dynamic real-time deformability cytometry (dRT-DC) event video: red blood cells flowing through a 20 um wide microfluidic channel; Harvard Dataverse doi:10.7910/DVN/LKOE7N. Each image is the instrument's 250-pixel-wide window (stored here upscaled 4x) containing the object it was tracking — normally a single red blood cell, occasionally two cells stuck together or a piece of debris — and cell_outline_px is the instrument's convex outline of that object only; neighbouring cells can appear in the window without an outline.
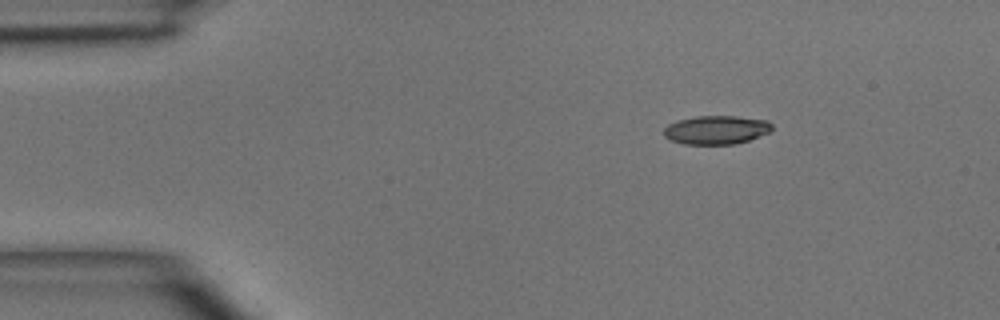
{"species": "common noctule bat (a hibernating species)", "species_latin": "Nyctalus noctula", "temperature_condition": "room temperature", "stored_images_in_passage": 3, "camera_frame_rate_fps": 3000, "um_per_image_px": 0.085, "animal": {"sex": "male", "body_mass_g": 15.6}, "frame": {"image": 1, "passage_image": 1, "time_ms": 0.0, "image_size_px": [1000, 320], "cell_outline_px": [[772, 128], [768, 132], [748, 140], [732, 144], [684, 144], [672, 140], [664, 136], [664, 128], [668, 124], [676, 120], [696, 116], [736, 116], [768, 120], [772, 124]], "centroid_in_image_um": [60.86, 11.03], "position_along_channel_um": 24.1, "area_um2": 17.98}}
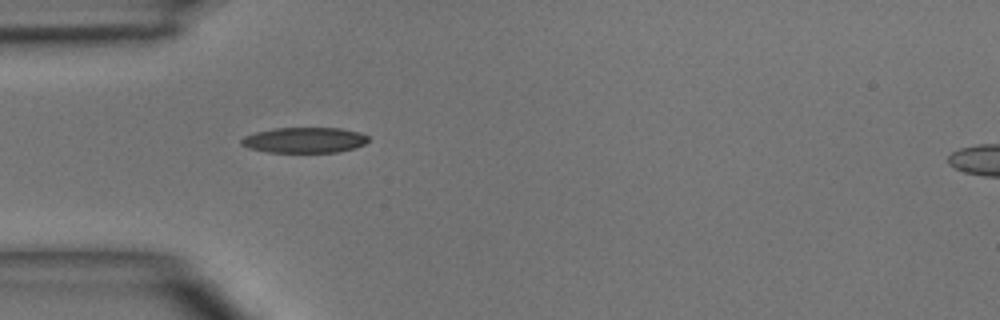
{"frame": {"image": 2, "passage_image": 3, "time_ms": 2.333, "image_size_px": [1000, 320], "cell_outline_px": [[368, 140], [364, 144], [352, 148], [336, 152], [268, 152], [248, 148], [240, 144], [240, 140], [244, 136], [256, 132], [276, 128], [340, 128], [360, 132], [368, 136]], "centroid_in_image_um": [25.85, 11.9], "position_along_channel_um": 59.2, "area_um2": 18.79}}